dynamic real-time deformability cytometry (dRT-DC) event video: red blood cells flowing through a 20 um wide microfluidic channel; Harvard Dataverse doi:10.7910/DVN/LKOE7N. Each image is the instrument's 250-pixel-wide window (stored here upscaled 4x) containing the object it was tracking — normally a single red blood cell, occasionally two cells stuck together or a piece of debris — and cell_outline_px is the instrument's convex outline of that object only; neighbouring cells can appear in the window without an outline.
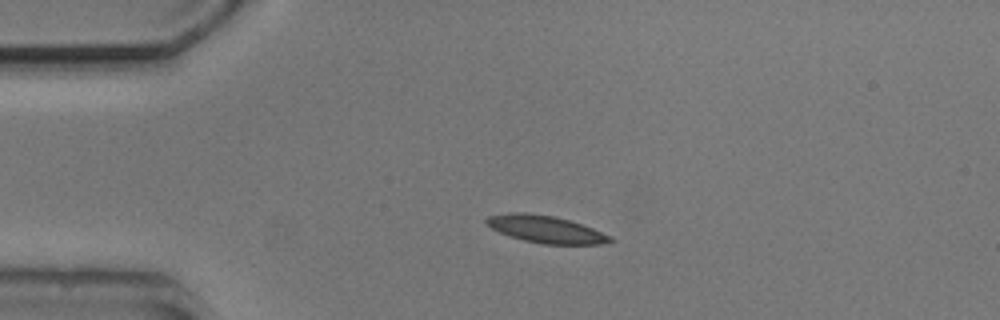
{"species": "common noctule bat (a hibernating species)", "species_latin": "Nyctalus noctula", "temperature_condition": "cold", "stored_images_in_passage": 2, "camera_frame_rate_fps": 3000, "um_per_image_px": 0.085, "animal": {"sex": "male", "body_mass_g": 20.5, "forearm_length_mm": 52.5}, "frame": {"image": 1, "passage_image": 2, "time_ms": 1.667, "image_size_px": [1000, 320], "cell_outline_px": [[616, 240], [600, 244], [544, 244], [524, 240], [500, 232], [484, 224], [484, 220], [488, 216], [512, 212], [528, 212], [552, 216], [568, 220], [592, 228], [612, 236]], "centroid_in_image_um": [46.38, 19.48], "position_along_channel_um": 38.6, "area_um2": 19.48}}